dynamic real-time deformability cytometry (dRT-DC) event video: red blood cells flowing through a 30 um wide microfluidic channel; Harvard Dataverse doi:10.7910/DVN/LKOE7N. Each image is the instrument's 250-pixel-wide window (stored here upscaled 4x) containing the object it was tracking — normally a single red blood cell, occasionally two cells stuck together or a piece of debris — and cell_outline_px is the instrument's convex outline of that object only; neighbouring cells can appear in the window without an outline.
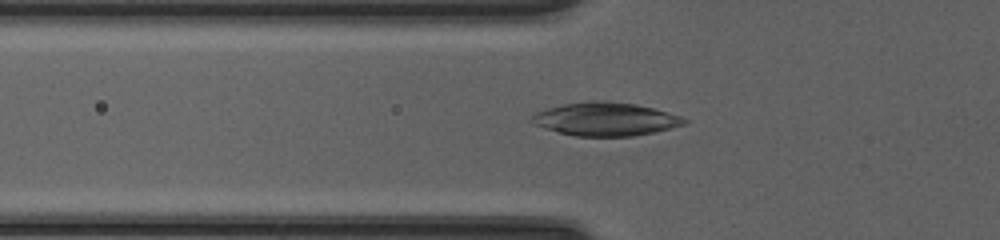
{"species": "common noctule bat (a hibernating species)", "species_latin": "Nyctalus noctula", "temperature_condition": "cold", "stored_images_in_passage": 51, "camera_frame_rate_fps": 3000, "um_per_image_px": 0.085, "animal": {"sex": "female", "body_mass_g": 20.0, "forearm_length_mm": 54.0}, "frame": {"image": 1, "passage_image": 19, "time_ms": 6.0, "image_size_px": [1000, 240], "cell_outline_px": [[688, 120], [684, 124], [656, 132], [632, 136], [576, 136], [544, 128], [532, 124], [528, 120], [536, 112], [548, 108], [564, 104], [596, 100], [604, 100], [636, 104], [652, 108], [680, 116]], "centroid_in_image_um": [51.44, 10.12], "position_along_channel_um": 74.4, "area_um2": 29.48}}
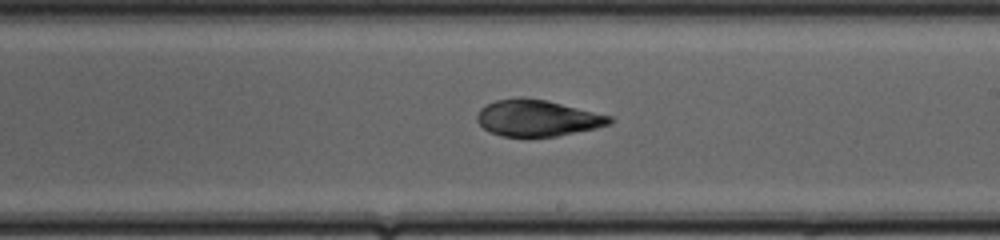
{"frame": {"image": 2, "passage_image": 31, "time_ms": 10.0, "image_size_px": [1000, 240], "cell_outline_px": [[616, 120], [612, 124], [596, 128], [556, 136], [500, 136], [488, 132], [476, 120], [476, 116], [480, 108], [496, 100], [524, 96], [548, 100], [612, 116]], "centroid_in_image_um": [45.7, 10.02], "position_along_channel_um": 243.3, "area_um2": 28.38}}
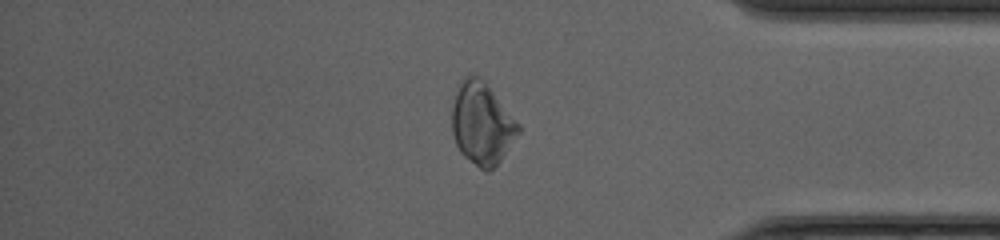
{"frame": {"image": 3, "passage_image": 43, "time_ms": 14.0, "image_size_px": [1000, 240], "cell_outline_px": [[520, 132], [500, 160], [488, 172], [484, 172], [464, 156], [460, 152], [456, 144], [452, 132], [452, 104], [460, 80], [464, 76], [480, 76], [484, 80], [520, 124]], "centroid_in_image_um": [40.95, 10.49], "position_along_channel_um": 394.2, "area_um2": 31.73}}